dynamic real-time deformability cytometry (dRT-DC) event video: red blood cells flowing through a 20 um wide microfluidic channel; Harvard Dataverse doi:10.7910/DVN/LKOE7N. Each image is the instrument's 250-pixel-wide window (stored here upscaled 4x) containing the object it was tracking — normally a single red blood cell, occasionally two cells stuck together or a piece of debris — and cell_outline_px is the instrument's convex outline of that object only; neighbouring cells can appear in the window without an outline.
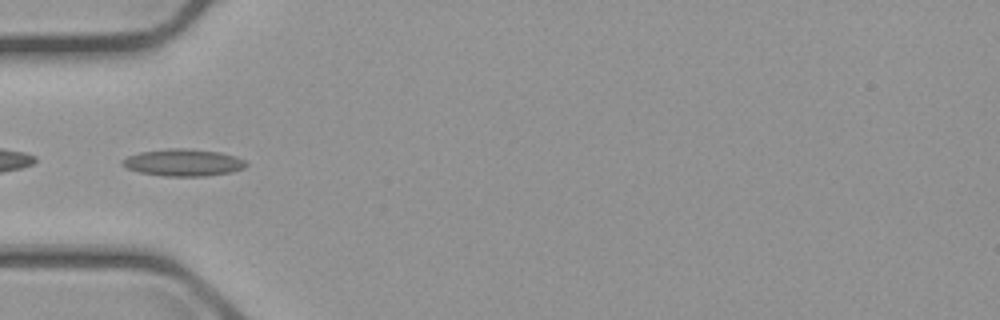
{"species": "common noctule bat (a hibernating species)", "species_latin": "Nyctalus noctula", "temperature_condition": "cold", "stored_images_in_passage": 39, "camera_frame_rate_fps": 3000, "um_per_image_px": 0.085, "animal": {"sex": "male", "body_mass_g": 23.1, "forearm_length_mm": 52.7}, "frame": {"image": 1, "passage_image": 1, "time_ms": 0.0, "image_size_px": [1000, 320], "cell_outline_px": [[248, 164], [244, 168], [232, 172], [208, 176], [164, 176], [140, 172], [128, 168], [120, 164], [120, 160], [128, 156], [140, 152], [168, 148], [184, 148], [220, 152], [236, 156], [244, 160]], "centroid_in_image_um": [15.59, 13.81], "position_along_channel_um": 69.4, "area_um2": 19.59}}
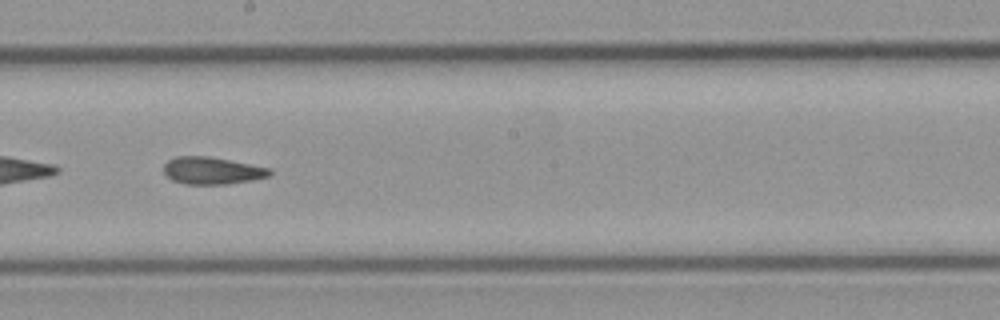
{"frame": {"image": 2, "passage_image": 14, "time_ms": 4.333, "image_size_px": [1000, 320], "cell_outline_px": [[272, 172], [268, 176], [252, 180], [228, 184], [184, 184], [172, 180], [164, 172], [164, 164], [168, 160], [176, 156], [208, 156], [272, 168]], "centroid_in_image_um": [18.03, 14.5], "position_along_channel_um": 230.2, "area_um2": 16.82}}
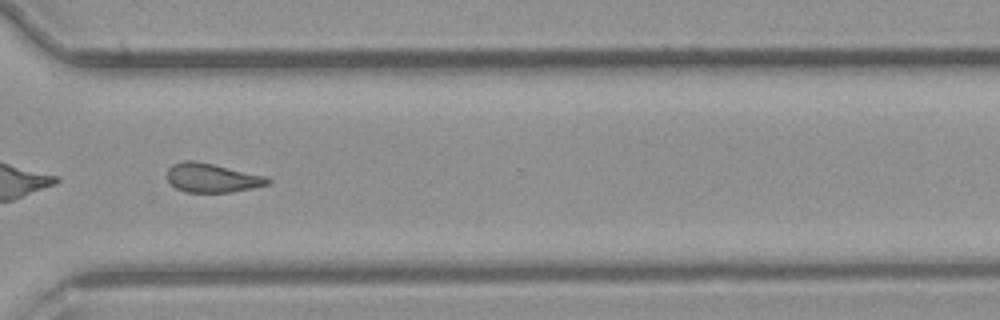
{"frame": {"image": 3, "passage_image": 24, "time_ms": 7.667, "image_size_px": [1000, 320], "cell_outline_px": [[272, 180], [268, 184], [252, 188], [228, 192], [184, 192], [176, 188], [168, 180], [168, 168], [172, 164], [184, 160], [192, 160], [212, 164], [268, 176]], "centroid_in_image_um": [18.03, 15.11], "position_along_channel_um": 352.6, "area_um2": 16.94}, "authors_computed_cell_mechanics": {"area_um2": 17.051, "velocity_mm_per_s": 3.6832, "shape_relaxation_time_tau1_ms": null, "shape_relaxation_time_tau2_ms": 4.7508, "deformation_change_tau1": null, "deformation_change_tau2": 0.1207}}